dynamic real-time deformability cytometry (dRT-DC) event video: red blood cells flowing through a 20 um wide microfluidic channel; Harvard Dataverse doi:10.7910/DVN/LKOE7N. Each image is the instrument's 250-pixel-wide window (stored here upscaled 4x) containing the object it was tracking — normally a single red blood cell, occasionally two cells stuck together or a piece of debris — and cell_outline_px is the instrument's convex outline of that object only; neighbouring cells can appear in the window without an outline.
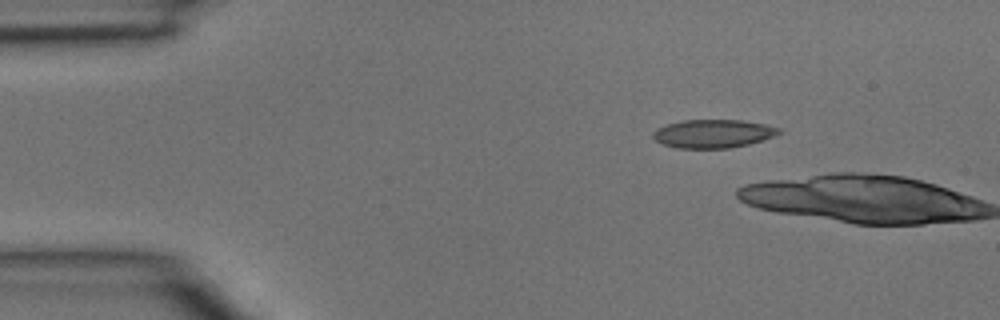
{"species": "common noctule bat (a hibernating species)", "species_latin": "Nyctalus noctula", "temperature_condition": "room temperature", "stored_images_in_passage": 2, "camera_frame_rate_fps": 3000, "um_per_image_px": 0.085, "animal": {"sex": "male", "body_mass_g": 15.6}, "frame": {"image": 1, "passage_image": 1, "time_ms": 0.0, "image_size_px": [1000, 320], "cell_outline_px": [[780, 132], [764, 140], [748, 144], [728, 148], [676, 148], [660, 144], [652, 136], [652, 132], [656, 128], [668, 124], [684, 120], [740, 120], [764, 124], [780, 128]], "centroid_in_image_um": [60.57, 11.36], "position_along_channel_um": 24.4, "area_um2": 20.75}}